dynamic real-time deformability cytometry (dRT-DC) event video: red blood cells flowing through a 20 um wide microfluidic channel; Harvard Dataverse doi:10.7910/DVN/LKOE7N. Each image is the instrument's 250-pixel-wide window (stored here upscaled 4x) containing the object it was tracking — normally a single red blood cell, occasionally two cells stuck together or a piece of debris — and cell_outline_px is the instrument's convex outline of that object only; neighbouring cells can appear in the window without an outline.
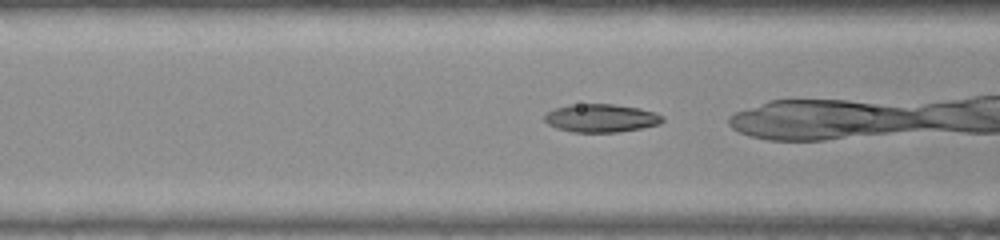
{"species": "common noctule bat (a hibernating species)", "species_latin": "Nyctalus noctula", "temperature_condition": "warm", "stored_images_in_passage": 37, "camera_frame_rate_fps": 3000, "um_per_image_px": 0.085, "animal": {"sex": "female", "body_mass_g": 22.0, "forearm_length_mm": 56.7}, "frame": {"image": 1, "passage_image": 17, "time_ms": 5.333, "image_size_px": [1000, 240], "cell_outline_px": [[664, 120], [660, 124], [640, 128], [616, 132], [572, 132], [556, 128], [548, 124], [544, 120], [544, 116], [548, 112], [556, 108], [568, 104], [612, 104], [640, 108], [656, 112], [664, 116]], "centroid_in_image_um": [51.1, 10.03], "position_along_channel_um": 115.5, "area_um2": 19.42}}
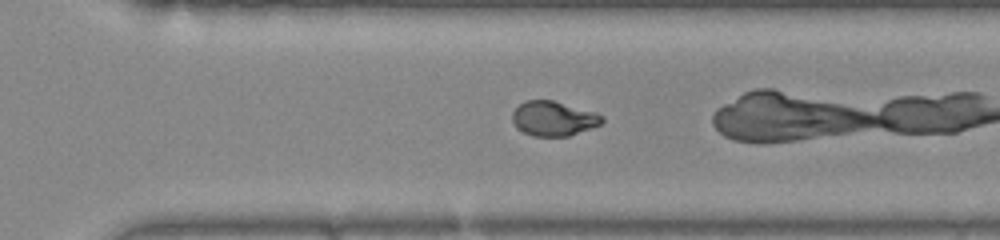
{"frame": {"image": 2, "passage_image": 33, "time_ms": 10.667, "image_size_px": [1000, 240], "cell_outline_px": [[604, 120], [600, 124], [568, 136], [532, 136], [516, 128], [512, 120], [512, 112], [524, 100], [552, 100], [596, 112], [604, 116]], "centroid_in_image_um": [47.03, 10.07], "position_along_channel_um": 323.6, "area_um2": 18.09}}
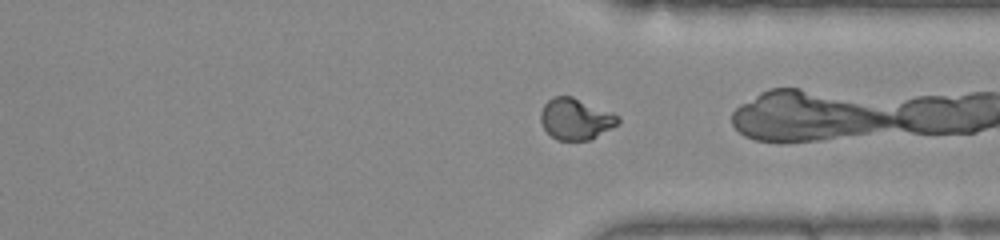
{"frame": {"image": 3, "passage_image": 36, "time_ms": 11.667, "image_size_px": [1000, 240], "cell_outline_px": [[620, 124], [588, 140], [556, 140], [544, 128], [540, 120], [540, 112], [544, 104], [548, 100], [556, 96], [572, 96], [612, 112], [620, 116]], "centroid_in_image_um": [48.94, 10.11], "position_along_channel_um": 362.5, "area_um2": 18.61}}